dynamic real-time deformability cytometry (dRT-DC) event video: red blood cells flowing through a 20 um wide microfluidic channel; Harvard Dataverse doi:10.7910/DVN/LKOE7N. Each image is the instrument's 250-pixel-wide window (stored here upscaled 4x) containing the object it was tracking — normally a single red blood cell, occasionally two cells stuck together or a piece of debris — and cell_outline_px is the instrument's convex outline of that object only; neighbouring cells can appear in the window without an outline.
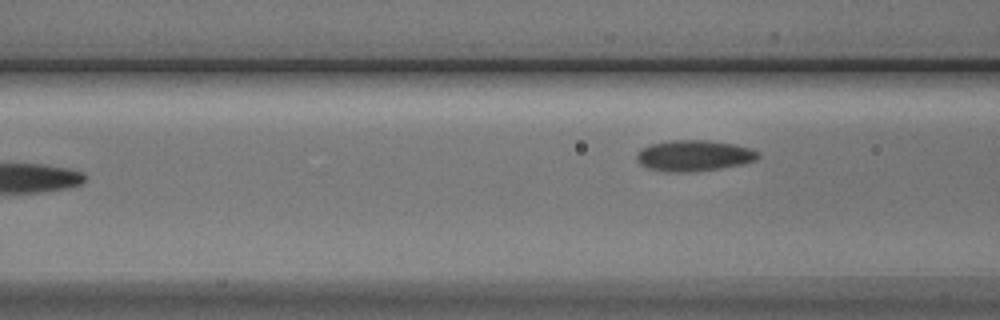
{"species": "Egyptian fruit bat (a non-hibernating species)", "species_latin": "Rousettus aegyptiacus", "temperature_condition": "cold", "stored_images_in_passage": 6, "camera_frame_rate_fps": 3000, "um_per_image_px": 0.085, "animal": {"sex": "male"}, "frame": {"image": 1, "passage_image": 6, "time_ms": 6.0, "image_size_px": [1000, 320], "cell_outline_px": [[760, 156], [756, 160], [740, 164], [720, 168], [688, 172], [664, 172], [648, 168], [640, 164], [636, 160], [636, 152], [640, 148], [652, 144], [672, 140], [708, 140], [732, 144], [752, 148], [760, 152]], "centroid_in_image_um": [58.96, 13.23], "position_along_channel_um": 107.6, "area_um2": 22.02}}